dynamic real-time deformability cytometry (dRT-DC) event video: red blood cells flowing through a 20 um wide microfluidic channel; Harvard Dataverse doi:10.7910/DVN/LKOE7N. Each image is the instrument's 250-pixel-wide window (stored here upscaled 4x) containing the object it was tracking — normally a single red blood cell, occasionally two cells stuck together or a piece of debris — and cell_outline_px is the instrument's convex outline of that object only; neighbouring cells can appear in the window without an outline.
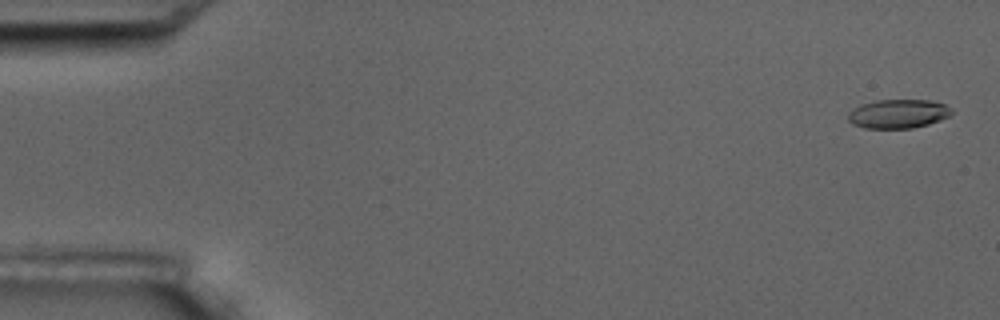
{"species": "common noctule bat (a hibernating species)", "species_latin": "Nyctalus noctula", "temperature_condition": "room temperature", "stored_images_in_passage": 11, "camera_frame_rate_fps": 3000, "um_per_image_px": 0.085, "animal": {"sex": "male", "body_mass_g": 17.5, "forearm_length_mm": 52.3}, "frame": {"image": 1, "passage_image": 1, "time_ms": 0.0, "image_size_px": [1000, 320], "cell_outline_px": [[952, 112], [948, 116], [940, 120], [928, 124], [912, 128], [864, 128], [852, 124], [848, 120], [848, 112], [852, 108], [860, 104], [876, 100], [928, 100], [944, 104], [952, 108]], "centroid_in_image_um": [76.3, 9.67], "position_along_channel_um": 8.7, "area_um2": 17.51}}
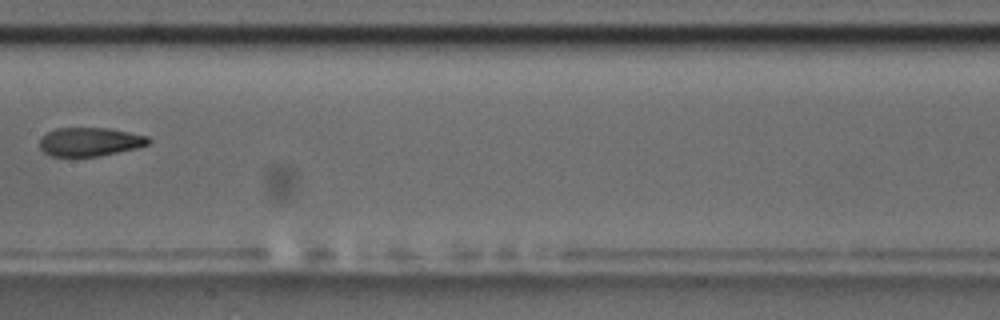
{"frame": {"image": 2, "passage_image": 9, "time_ms": 9.333, "image_size_px": [1000, 320], "cell_outline_px": [[152, 140], [148, 144], [136, 148], [100, 156], [52, 156], [44, 152], [40, 148], [40, 136], [56, 128], [108, 128], [148, 136]], "centroid_in_image_um": [7.63, 12.05], "position_along_channel_um": 199.8, "area_um2": 18.15}}
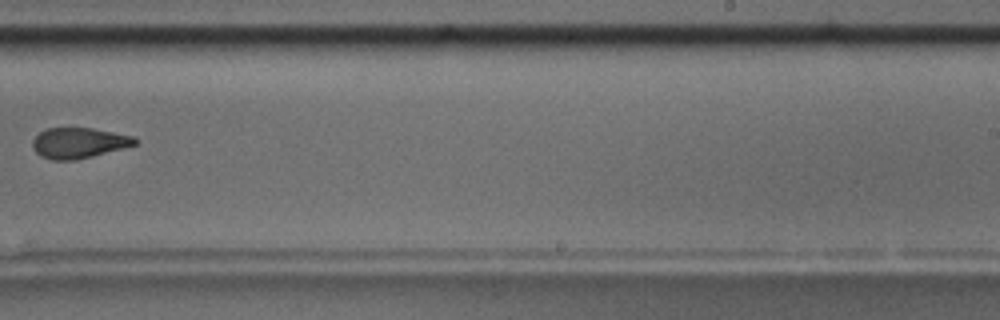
{"frame": {"image": 3, "passage_image": 11, "time_ms": 11.667, "image_size_px": [1000, 320], "cell_outline_px": [[140, 140], [136, 144], [92, 156], [76, 160], [52, 160], [40, 156], [32, 148], [32, 140], [40, 132], [48, 128], [92, 128], [136, 136]], "centroid_in_image_um": [6.7, 12.14], "position_along_channel_um": 282.3, "area_um2": 18.26}}